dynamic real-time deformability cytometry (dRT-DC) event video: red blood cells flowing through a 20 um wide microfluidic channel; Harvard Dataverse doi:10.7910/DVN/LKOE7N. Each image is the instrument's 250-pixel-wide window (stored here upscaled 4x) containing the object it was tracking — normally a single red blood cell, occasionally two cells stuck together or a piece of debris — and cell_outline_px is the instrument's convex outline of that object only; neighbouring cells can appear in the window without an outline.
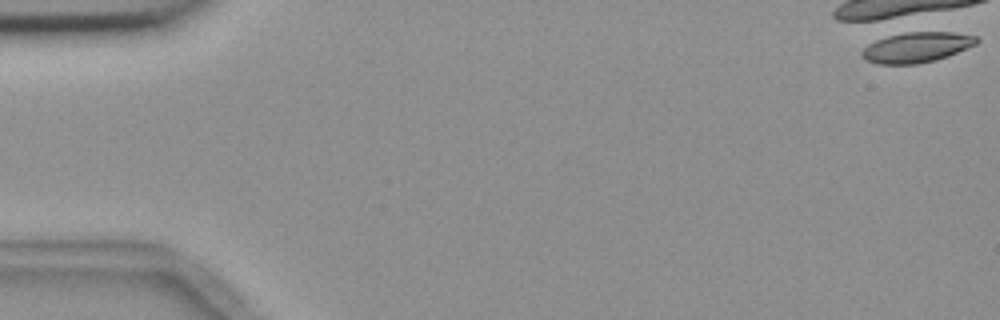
{"species": "common noctule bat (a hibernating species)", "species_latin": "Nyctalus noctula", "temperature_condition": "room temperature", "stored_images_in_passage": 2, "camera_frame_rate_fps": 3000, "um_per_image_px": 0.085, "animal": {"sex": "female", "body_mass_g": 18.4}, "frame": {"image": 1, "passage_image": 1, "time_ms": 0.0, "image_size_px": [1000, 320], "cell_outline_px": [[980, 40], [976, 44], [948, 56], [936, 60], [916, 64], [876, 64], [864, 60], [860, 56], [860, 52], [868, 44], [876, 40], [896, 32], [912, 28], [952, 32], [976, 36]], "centroid_in_image_um": [77.87, 3.97], "position_along_channel_um": 7.1, "area_um2": 21.33}}